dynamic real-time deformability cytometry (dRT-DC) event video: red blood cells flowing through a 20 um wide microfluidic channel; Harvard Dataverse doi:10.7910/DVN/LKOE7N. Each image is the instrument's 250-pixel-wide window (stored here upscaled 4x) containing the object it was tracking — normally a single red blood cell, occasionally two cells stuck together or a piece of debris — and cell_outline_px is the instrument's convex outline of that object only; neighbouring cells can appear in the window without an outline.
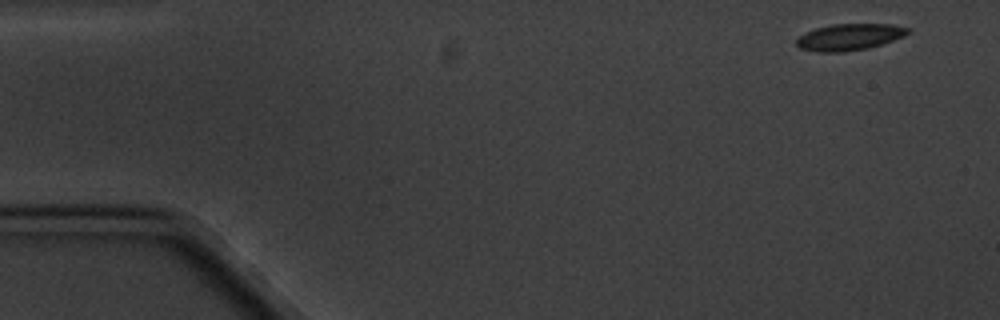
{"species": "common noctule bat (a hibernating species)", "species_latin": "Nyctalus noctula", "temperature_condition": "cold", "stored_images_in_passage": 6, "camera_frame_rate_fps": 3000, "um_per_image_px": 0.085, "animal": {"sex": "male", "body_mass_g": 20.1, "forearm_length_mm": 53.5}, "frame": {"image": 1, "passage_image": 1, "time_ms": 0.0, "image_size_px": [1000, 320], "cell_outline_px": [[912, 32], [904, 36], [868, 48], [844, 52], [816, 52], [800, 48], [796, 44], [796, 40], [804, 32], [816, 28], [832, 24], [892, 24], [908, 28]], "centroid_in_image_um": [72.18, 3.14], "position_along_channel_um": 12.8, "area_um2": 17.22}}